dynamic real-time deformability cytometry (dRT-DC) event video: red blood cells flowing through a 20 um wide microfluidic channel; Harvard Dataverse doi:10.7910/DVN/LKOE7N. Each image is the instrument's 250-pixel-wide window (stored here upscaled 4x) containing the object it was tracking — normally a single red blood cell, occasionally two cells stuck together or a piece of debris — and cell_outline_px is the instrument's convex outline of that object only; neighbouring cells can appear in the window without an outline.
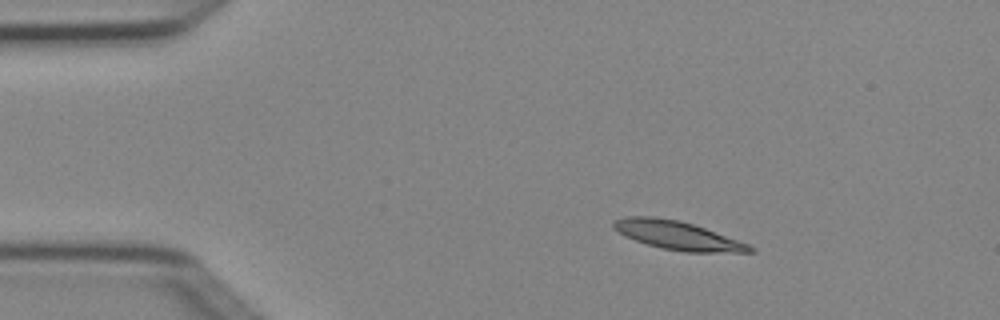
{"species": "Egyptian fruit bat (a non-hibernating species)", "species_latin": "Rousettus aegyptiacus", "temperature_condition": "cold", "stored_images_in_passage": 6, "camera_frame_rate_fps": 3000, "um_per_image_px": 0.085, "animal": {"sex": "female"}, "frame": {"image": 1, "passage_image": 2, "time_ms": 0.333, "image_size_px": [1000, 320], "cell_outline_px": [[756, 252], [684, 252], [660, 248], [624, 236], [612, 228], [612, 220], [624, 216], [652, 216], [680, 220], [704, 228], [748, 244], [756, 248]], "centroid_in_image_um": [57.54, 20.0], "position_along_channel_um": 27.5, "area_um2": 22.72}}
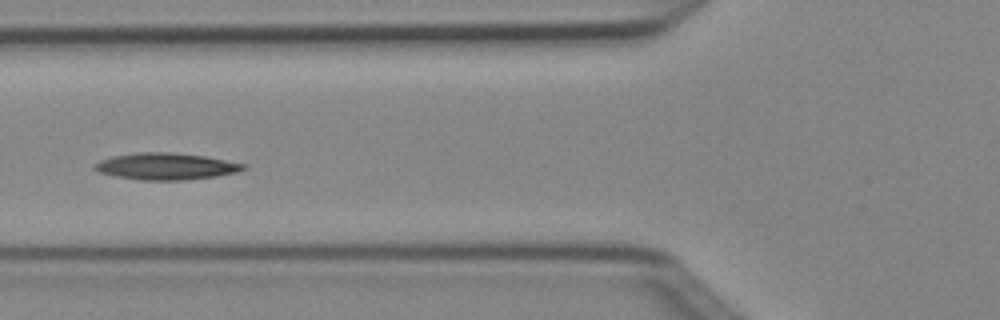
{"frame": {"image": 2, "passage_image": 5, "time_ms": 1.333, "image_size_px": [1000, 320], "cell_outline_px": [[248, 168], [236, 172], [216, 176], [184, 180], [140, 180], [116, 176], [96, 172], [92, 168], [92, 164], [100, 160], [112, 156], [136, 152], [172, 152], [204, 156], [248, 164]], "centroid_in_image_um": [14.08, 14.13], "position_along_channel_um": 111.7, "area_um2": 23.41}}
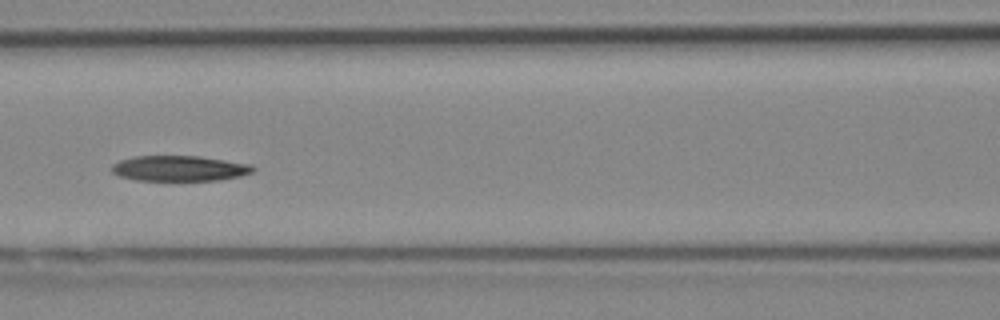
{"frame": {"image": 3, "passage_image": 6, "time_ms": 1.667, "image_size_px": [1000, 320], "cell_outline_px": [[256, 168], [252, 172], [240, 176], [220, 180], [136, 180], [120, 176], [112, 172], [112, 164], [120, 160], [132, 156], [200, 156], [252, 164]], "centroid_in_image_um": [15.27, 14.3], "position_along_channel_um": 151.3, "area_um2": 20.98}}